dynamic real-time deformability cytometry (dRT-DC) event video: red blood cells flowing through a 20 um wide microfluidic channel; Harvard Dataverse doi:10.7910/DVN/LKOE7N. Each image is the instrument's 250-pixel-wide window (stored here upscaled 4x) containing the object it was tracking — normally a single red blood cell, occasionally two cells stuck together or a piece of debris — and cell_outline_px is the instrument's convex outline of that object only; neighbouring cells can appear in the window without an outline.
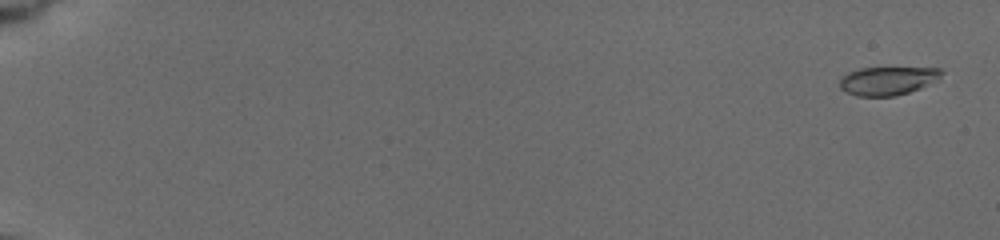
{"species": "common noctule bat (a hibernating species)", "species_latin": "Nyctalus noctula", "temperature_condition": "cold", "stored_images_in_passage": 26, "camera_frame_rate_fps": 3000, "um_per_image_px": 0.085, "animal": {"sex": "female", "body_mass_g": 19.5, "forearm_length_mm": 54.1}, "frame": {"image": 1, "passage_image": 2, "time_ms": 0.667, "image_size_px": [1000, 240], "cell_outline_px": [[944, 72], [940, 76], [920, 88], [896, 96], [856, 96], [840, 88], [840, 76], [848, 72], [860, 68], [940, 68]], "centroid_in_image_um": [75.4, 6.86], "position_along_channel_um": 9.6, "area_um2": 16.65}}
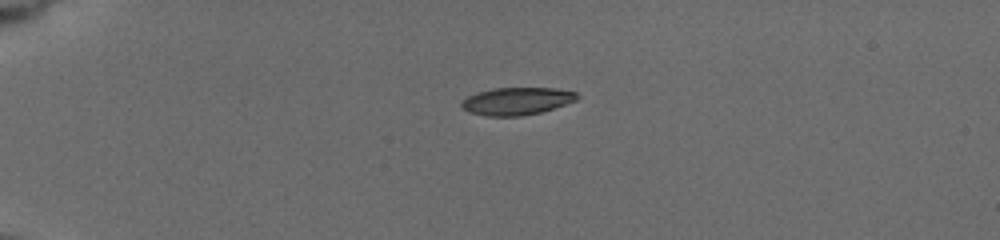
{"frame": {"image": 2, "passage_image": 19, "time_ms": 5.333, "image_size_px": [1000, 240], "cell_outline_px": [[580, 96], [576, 100], [540, 112], [520, 116], [488, 116], [468, 112], [460, 108], [460, 100], [476, 92], [492, 88], [556, 88], [576, 92]], "centroid_in_image_um": [43.85, 8.59], "position_along_channel_um": 41.1, "area_um2": 18.61}}